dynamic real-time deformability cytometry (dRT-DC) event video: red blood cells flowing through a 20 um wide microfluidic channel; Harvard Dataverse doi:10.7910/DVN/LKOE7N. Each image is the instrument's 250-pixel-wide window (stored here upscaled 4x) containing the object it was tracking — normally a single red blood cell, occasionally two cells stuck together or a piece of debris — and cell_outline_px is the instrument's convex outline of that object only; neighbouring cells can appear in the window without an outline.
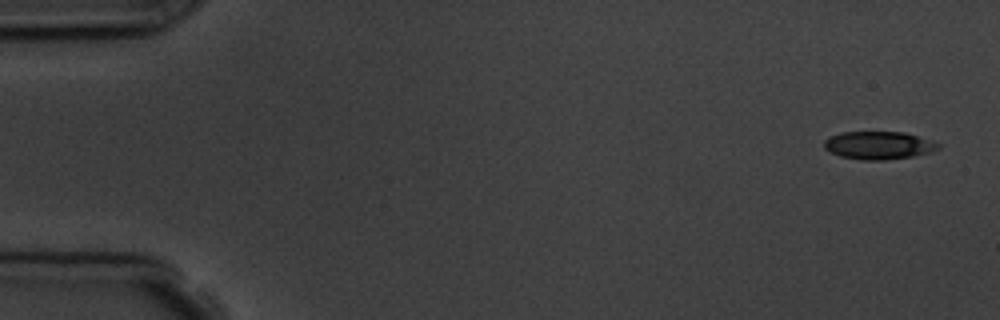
{"species": "common noctule bat (a hibernating species)", "species_latin": "Nyctalus noctula", "temperature_condition": "room temperature", "stored_images_in_passage": 5, "camera_frame_rate_fps": 3000, "um_per_image_px": 0.085, "animal": {"sex": "male", "body_mass_g": 19.5, "forearm_length_mm": 54.6}, "frame": {"image": 1, "passage_image": 1, "time_ms": 0.0, "image_size_px": [1000, 320], "cell_outline_px": [[940, 148], [932, 152], [912, 156], [884, 160], [860, 160], [840, 156], [824, 148], [824, 140], [840, 132], [904, 132], [940, 144]], "centroid_in_image_um": [74.67, 12.36], "position_along_channel_um": 10.3, "area_um2": 18.38}}
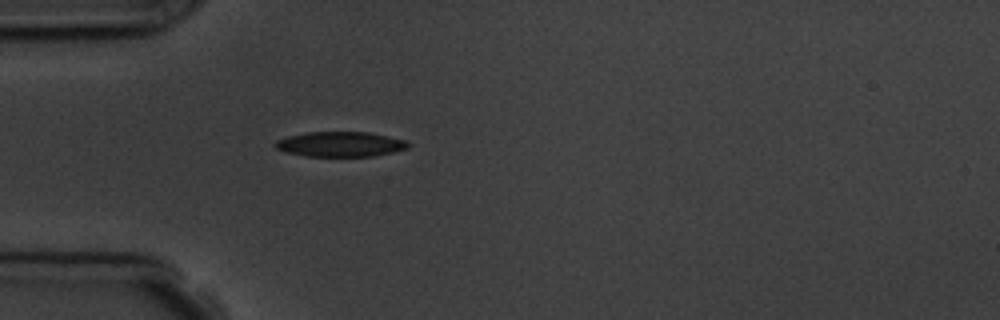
{"frame": {"image": 2, "passage_image": 5, "time_ms": 4.667, "image_size_px": [1000, 320], "cell_outline_px": [[412, 144], [408, 148], [392, 152], [372, 156], [304, 156], [288, 152], [276, 148], [272, 144], [276, 140], [288, 136], [308, 132], [368, 132], [408, 140]], "centroid_in_image_um": [28.96, 12.25], "position_along_channel_um": 56.0, "area_um2": 19.42}}